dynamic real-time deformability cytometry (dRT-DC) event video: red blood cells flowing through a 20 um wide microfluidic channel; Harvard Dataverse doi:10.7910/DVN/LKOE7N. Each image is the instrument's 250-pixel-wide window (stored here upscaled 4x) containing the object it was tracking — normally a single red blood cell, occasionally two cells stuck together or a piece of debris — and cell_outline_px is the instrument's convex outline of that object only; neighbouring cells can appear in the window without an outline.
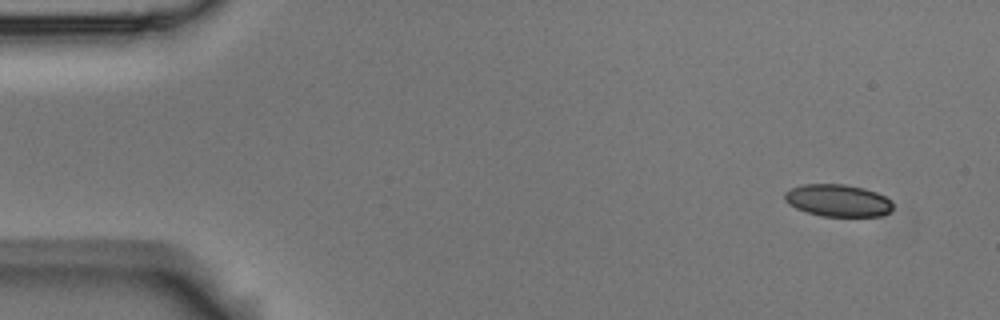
{"species": "Egyptian fruit bat (a non-hibernating species)", "species_latin": "Rousettus aegyptiacus", "temperature_condition": "room temperature", "stored_images_in_passage": 53, "camera_frame_rate_fps": 3000, "um_per_image_px": 0.085, "animal": {"sex": "male"}, "frame": {"image": 1, "passage_image": 1, "time_ms": 0.0, "image_size_px": [1000, 320], "cell_outline_px": [[892, 208], [888, 212], [880, 216], [820, 216], [796, 208], [788, 204], [784, 200], [784, 192], [792, 188], [804, 184], [844, 184], [864, 188], [876, 192], [884, 196], [892, 204]], "centroid_in_image_um": [71.18, 17.04], "position_along_channel_um": 13.8, "area_um2": 20.17}}
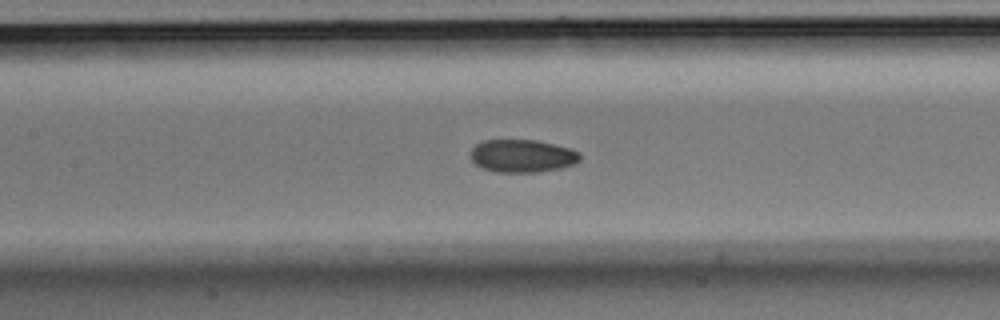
{"frame": {"image": 2, "passage_image": 22, "time_ms": 7.0, "image_size_px": [1000, 320], "cell_outline_px": [[580, 160], [572, 164], [560, 168], [536, 172], [496, 172], [480, 168], [472, 160], [472, 148], [476, 144], [484, 140], [536, 140], [568, 148], [580, 152]], "centroid_in_image_um": [44.37, 13.26], "position_along_channel_um": 163.0, "area_um2": 20.75}}
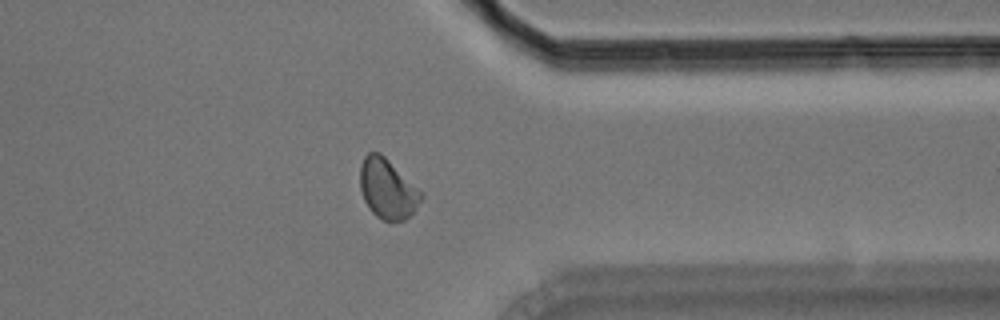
{"frame": {"image": 3, "passage_image": 40, "time_ms": 13.0, "image_size_px": [1000, 320], "cell_outline_px": [[424, 196], [416, 208], [404, 220], [384, 220], [376, 216], [368, 208], [364, 200], [360, 188], [360, 164], [364, 156], [368, 152], [380, 152], [424, 192]], "centroid_in_image_um": [32.94, 16.02], "position_along_channel_um": 378.5, "area_um2": 21.44}, "authors_computed_cell_mechanics": {"area_um2": 20.8658, "velocity_mm_per_s": 3.6994, "shape_relaxation_time_tau1_ms": 3.7182, "shape_relaxation_time_tau2_ms": 2.6644, "deformation_change_tau1": 0.1028, "deformation_change_tau2": 0.067}}